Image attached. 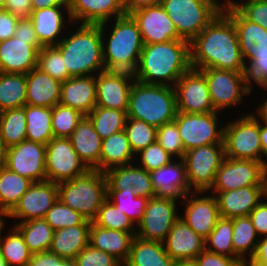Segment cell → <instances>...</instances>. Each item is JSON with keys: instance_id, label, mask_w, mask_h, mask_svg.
I'll return each instance as SVG.
<instances>
[{"instance_id": "6da1fadb", "label": "cell", "mask_w": 267, "mask_h": 266, "mask_svg": "<svg viewBox=\"0 0 267 266\" xmlns=\"http://www.w3.org/2000/svg\"><path fill=\"white\" fill-rule=\"evenodd\" d=\"M191 67L245 72L233 20L221 10L208 26L190 42Z\"/></svg>"}, {"instance_id": "7a4b0ae2", "label": "cell", "mask_w": 267, "mask_h": 266, "mask_svg": "<svg viewBox=\"0 0 267 266\" xmlns=\"http://www.w3.org/2000/svg\"><path fill=\"white\" fill-rule=\"evenodd\" d=\"M191 68L190 43L179 39L144 45L133 74L135 80L145 84L174 87Z\"/></svg>"}, {"instance_id": "3957f363", "label": "cell", "mask_w": 267, "mask_h": 266, "mask_svg": "<svg viewBox=\"0 0 267 266\" xmlns=\"http://www.w3.org/2000/svg\"><path fill=\"white\" fill-rule=\"evenodd\" d=\"M75 25L74 32L66 34L56 47L61 51L71 77L96 76L106 70L100 25L80 23Z\"/></svg>"}, {"instance_id": "277c9868", "label": "cell", "mask_w": 267, "mask_h": 266, "mask_svg": "<svg viewBox=\"0 0 267 266\" xmlns=\"http://www.w3.org/2000/svg\"><path fill=\"white\" fill-rule=\"evenodd\" d=\"M114 20L110 32L107 23L100 24L105 69L134 73L144 46L140 30L130 15ZM105 31L109 32L108 37Z\"/></svg>"}, {"instance_id": "5b68a950", "label": "cell", "mask_w": 267, "mask_h": 266, "mask_svg": "<svg viewBox=\"0 0 267 266\" xmlns=\"http://www.w3.org/2000/svg\"><path fill=\"white\" fill-rule=\"evenodd\" d=\"M176 114L174 87L134 81L129 96L128 118L143 120L158 128L174 121Z\"/></svg>"}, {"instance_id": "8992f818", "label": "cell", "mask_w": 267, "mask_h": 266, "mask_svg": "<svg viewBox=\"0 0 267 266\" xmlns=\"http://www.w3.org/2000/svg\"><path fill=\"white\" fill-rule=\"evenodd\" d=\"M57 185L58 199L91 222L107 199L106 176L97 169H89L85 174Z\"/></svg>"}, {"instance_id": "52a82bcc", "label": "cell", "mask_w": 267, "mask_h": 266, "mask_svg": "<svg viewBox=\"0 0 267 266\" xmlns=\"http://www.w3.org/2000/svg\"><path fill=\"white\" fill-rule=\"evenodd\" d=\"M181 39L192 42L220 13V0H161Z\"/></svg>"}, {"instance_id": "ba28073f", "label": "cell", "mask_w": 267, "mask_h": 266, "mask_svg": "<svg viewBox=\"0 0 267 266\" xmlns=\"http://www.w3.org/2000/svg\"><path fill=\"white\" fill-rule=\"evenodd\" d=\"M259 116V117H258ZM226 158L267 162L260 142V113L248 112L224 125Z\"/></svg>"}, {"instance_id": "9c48e42d", "label": "cell", "mask_w": 267, "mask_h": 266, "mask_svg": "<svg viewBox=\"0 0 267 266\" xmlns=\"http://www.w3.org/2000/svg\"><path fill=\"white\" fill-rule=\"evenodd\" d=\"M206 77L211 102L214 109L223 112L244 102L243 98L254 91L249 85L245 72L204 68L200 70Z\"/></svg>"}, {"instance_id": "30bf717a", "label": "cell", "mask_w": 267, "mask_h": 266, "mask_svg": "<svg viewBox=\"0 0 267 266\" xmlns=\"http://www.w3.org/2000/svg\"><path fill=\"white\" fill-rule=\"evenodd\" d=\"M224 158V144H209L186 151L182 160L189 189L192 192H209Z\"/></svg>"}, {"instance_id": "8fae6325", "label": "cell", "mask_w": 267, "mask_h": 266, "mask_svg": "<svg viewBox=\"0 0 267 266\" xmlns=\"http://www.w3.org/2000/svg\"><path fill=\"white\" fill-rule=\"evenodd\" d=\"M181 198L157 195L148 200L141 222L136 226V237L164 242L178 215Z\"/></svg>"}, {"instance_id": "7c38bea8", "label": "cell", "mask_w": 267, "mask_h": 266, "mask_svg": "<svg viewBox=\"0 0 267 266\" xmlns=\"http://www.w3.org/2000/svg\"><path fill=\"white\" fill-rule=\"evenodd\" d=\"M219 113L221 112H177L174 121L177 123L185 152L209 144H223L224 126L218 121Z\"/></svg>"}, {"instance_id": "4fadbf2b", "label": "cell", "mask_w": 267, "mask_h": 266, "mask_svg": "<svg viewBox=\"0 0 267 266\" xmlns=\"http://www.w3.org/2000/svg\"><path fill=\"white\" fill-rule=\"evenodd\" d=\"M46 181L59 183L85 174L89 168L74 150L70 138L54 137L46 145Z\"/></svg>"}, {"instance_id": "5bb4252c", "label": "cell", "mask_w": 267, "mask_h": 266, "mask_svg": "<svg viewBox=\"0 0 267 266\" xmlns=\"http://www.w3.org/2000/svg\"><path fill=\"white\" fill-rule=\"evenodd\" d=\"M264 163L256 160L224 158L210 188L217 195L248 186H263Z\"/></svg>"}, {"instance_id": "9a60e30c", "label": "cell", "mask_w": 267, "mask_h": 266, "mask_svg": "<svg viewBox=\"0 0 267 266\" xmlns=\"http://www.w3.org/2000/svg\"><path fill=\"white\" fill-rule=\"evenodd\" d=\"M177 112L205 114L215 112L205 75L191 68L175 83Z\"/></svg>"}, {"instance_id": "2e32d148", "label": "cell", "mask_w": 267, "mask_h": 266, "mask_svg": "<svg viewBox=\"0 0 267 266\" xmlns=\"http://www.w3.org/2000/svg\"><path fill=\"white\" fill-rule=\"evenodd\" d=\"M46 145L24 140L5 149V164L9 170L34 182L46 181Z\"/></svg>"}, {"instance_id": "e0dca14e", "label": "cell", "mask_w": 267, "mask_h": 266, "mask_svg": "<svg viewBox=\"0 0 267 266\" xmlns=\"http://www.w3.org/2000/svg\"><path fill=\"white\" fill-rule=\"evenodd\" d=\"M181 199L179 204H185V208L183 211L184 216L180 214V218L193 231L206 239L221 218L216 196L207 191L189 192Z\"/></svg>"}, {"instance_id": "ac0fdd59", "label": "cell", "mask_w": 267, "mask_h": 266, "mask_svg": "<svg viewBox=\"0 0 267 266\" xmlns=\"http://www.w3.org/2000/svg\"><path fill=\"white\" fill-rule=\"evenodd\" d=\"M134 74L104 70L96 75V106L127 112Z\"/></svg>"}, {"instance_id": "d6986e66", "label": "cell", "mask_w": 267, "mask_h": 266, "mask_svg": "<svg viewBox=\"0 0 267 266\" xmlns=\"http://www.w3.org/2000/svg\"><path fill=\"white\" fill-rule=\"evenodd\" d=\"M58 200V185L54 182H34L8 213L17 223L44 218ZM20 219V220H19Z\"/></svg>"}, {"instance_id": "ffe728a7", "label": "cell", "mask_w": 267, "mask_h": 266, "mask_svg": "<svg viewBox=\"0 0 267 266\" xmlns=\"http://www.w3.org/2000/svg\"><path fill=\"white\" fill-rule=\"evenodd\" d=\"M129 15L137 23L144 45L181 39L160 4L138 9Z\"/></svg>"}, {"instance_id": "44dd1931", "label": "cell", "mask_w": 267, "mask_h": 266, "mask_svg": "<svg viewBox=\"0 0 267 266\" xmlns=\"http://www.w3.org/2000/svg\"><path fill=\"white\" fill-rule=\"evenodd\" d=\"M41 48L38 40L11 37L0 41V72L28 74L37 67Z\"/></svg>"}, {"instance_id": "7402d4cb", "label": "cell", "mask_w": 267, "mask_h": 266, "mask_svg": "<svg viewBox=\"0 0 267 266\" xmlns=\"http://www.w3.org/2000/svg\"><path fill=\"white\" fill-rule=\"evenodd\" d=\"M29 18L32 21L39 44L42 47L56 46L66 35L64 34V29L68 28L67 25L71 23L72 26H75L72 22L68 6L33 10Z\"/></svg>"}, {"instance_id": "603a6c76", "label": "cell", "mask_w": 267, "mask_h": 266, "mask_svg": "<svg viewBox=\"0 0 267 266\" xmlns=\"http://www.w3.org/2000/svg\"><path fill=\"white\" fill-rule=\"evenodd\" d=\"M222 10L233 20L244 63L254 54L267 53V30L248 20L234 5L223 6Z\"/></svg>"}, {"instance_id": "cb8c5ba5", "label": "cell", "mask_w": 267, "mask_h": 266, "mask_svg": "<svg viewBox=\"0 0 267 266\" xmlns=\"http://www.w3.org/2000/svg\"><path fill=\"white\" fill-rule=\"evenodd\" d=\"M68 8L73 24H109L125 15L121 0H69Z\"/></svg>"}, {"instance_id": "d4e9b609", "label": "cell", "mask_w": 267, "mask_h": 266, "mask_svg": "<svg viewBox=\"0 0 267 266\" xmlns=\"http://www.w3.org/2000/svg\"><path fill=\"white\" fill-rule=\"evenodd\" d=\"M167 254L177 260L195 259L205 250V239L178 218L163 242Z\"/></svg>"}, {"instance_id": "484cf974", "label": "cell", "mask_w": 267, "mask_h": 266, "mask_svg": "<svg viewBox=\"0 0 267 266\" xmlns=\"http://www.w3.org/2000/svg\"><path fill=\"white\" fill-rule=\"evenodd\" d=\"M107 180V190L134 189L137 196L151 199L157 196L150 172L133 163L111 168L104 172Z\"/></svg>"}, {"instance_id": "4316f807", "label": "cell", "mask_w": 267, "mask_h": 266, "mask_svg": "<svg viewBox=\"0 0 267 266\" xmlns=\"http://www.w3.org/2000/svg\"><path fill=\"white\" fill-rule=\"evenodd\" d=\"M59 103L87 116L96 107V76L70 77L62 82Z\"/></svg>"}, {"instance_id": "83f0119b", "label": "cell", "mask_w": 267, "mask_h": 266, "mask_svg": "<svg viewBox=\"0 0 267 266\" xmlns=\"http://www.w3.org/2000/svg\"><path fill=\"white\" fill-rule=\"evenodd\" d=\"M263 197V186H248L216 195L220 216L229 219L249 216Z\"/></svg>"}, {"instance_id": "f1b7e54d", "label": "cell", "mask_w": 267, "mask_h": 266, "mask_svg": "<svg viewBox=\"0 0 267 266\" xmlns=\"http://www.w3.org/2000/svg\"><path fill=\"white\" fill-rule=\"evenodd\" d=\"M26 104L53 108L59 104L61 81L52 78L39 68H33L26 74Z\"/></svg>"}, {"instance_id": "f546056e", "label": "cell", "mask_w": 267, "mask_h": 266, "mask_svg": "<svg viewBox=\"0 0 267 266\" xmlns=\"http://www.w3.org/2000/svg\"><path fill=\"white\" fill-rule=\"evenodd\" d=\"M74 150L89 169L99 170L102 138L88 116H83L69 137Z\"/></svg>"}, {"instance_id": "4dcf8cb0", "label": "cell", "mask_w": 267, "mask_h": 266, "mask_svg": "<svg viewBox=\"0 0 267 266\" xmlns=\"http://www.w3.org/2000/svg\"><path fill=\"white\" fill-rule=\"evenodd\" d=\"M152 186L157 195L183 197L192 192L186 176V168L182 159L172 161L155 171L150 172Z\"/></svg>"}, {"instance_id": "1f68e13d", "label": "cell", "mask_w": 267, "mask_h": 266, "mask_svg": "<svg viewBox=\"0 0 267 266\" xmlns=\"http://www.w3.org/2000/svg\"><path fill=\"white\" fill-rule=\"evenodd\" d=\"M134 237L132 233L105 229L91 222L89 245L111 254L124 264L128 259Z\"/></svg>"}, {"instance_id": "d6a6232c", "label": "cell", "mask_w": 267, "mask_h": 266, "mask_svg": "<svg viewBox=\"0 0 267 266\" xmlns=\"http://www.w3.org/2000/svg\"><path fill=\"white\" fill-rule=\"evenodd\" d=\"M90 227L76 225L54 231L49 252L65 260H74L89 245Z\"/></svg>"}, {"instance_id": "836d02e7", "label": "cell", "mask_w": 267, "mask_h": 266, "mask_svg": "<svg viewBox=\"0 0 267 266\" xmlns=\"http://www.w3.org/2000/svg\"><path fill=\"white\" fill-rule=\"evenodd\" d=\"M175 260L166 252L162 242L134 237L128 259L123 266H174Z\"/></svg>"}, {"instance_id": "e575fe53", "label": "cell", "mask_w": 267, "mask_h": 266, "mask_svg": "<svg viewBox=\"0 0 267 266\" xmlns=\"http://www.w3.org/2000/svg\"><path fill=\"white\" fill-rule=\"evenodd\" d=\"M134 158L135 154L130 147L128 137L124 130L102 139L99 162L100 171L106 172L114 167L134 163V160H137Z\"/></svg>"}, {"instance_id": "d590c367", "label": "cell", "mask_w": 267, "mask_h": 266, "mask_svg": "<svg viewBox=\"0 0 267 266\" xmlns=\"http://www.w3.org/2000/svg\"><path fill=\"white\" fill-rule=\"evenodd\" d=\"M259 240L260 237L249 216L233 218L234 258H239L246 265L254 256Z\"/></svg>"}, {"instance_id": "8d00e7d4", "label": "cell", "mask_w": 267, "mask_h": 266, "mask_svg": "<svg viewBox=\"0 0 267 266\" xmlns=\"http://www.w3.org/2000/svg\"><path fill=\"white\" fill-rule=\"evenodd\" d=\"M26 140L42 145L54 138L52 130V108L25 105Z\"/></svg>"}, {"instance_id": "74e56055", "label": "cell", "mask_w": 267, "mask_h": 266, "mask_svg": "<svg viewBox=\"0 0 267 266\" xmlns=\"http://www.w3.org/2000/svg\"><path fill=\"white\" fill-rule=\"evenodd\" d=\"M26 90V74L0 72V112L24 107Z\"/></svg>"}, {"instance_id": "f35d334b", "label": "cell", "mask_w": 267, "mask_h": 266, "mask_svg": "<svg viewBox=\"0 0 267 266\" xmlns=\"http://www.w3.org/2000/svg\"><path fill=\"white\" fill-rule=\"evenodd\" d=\"M33 184L7 167H0V211L9 213Z\"/></svg>"}, {"instance_id": "ab89813d", "label": "cell", "mask_w": 267, "mask_h": 266, "mask_svg": "<svg viewBox=\"0 0 267 266\" xmlns=\"http://www.w3.org/2000/svg\"><path fill=\"white\" fill-rule=\"evenodd\" d=\"M14 223V226L20 231L25 244L32 253L49 251L54 230L44 218Z\"/></svg>"}, {"instance_id": "60d3db41", "label": "cell", "mask_w": 267, "mask_h": 266, "mask_svg": "<svg viewBox=\"0 0 267 266\" xmlns=\"http://www.w3.org/2000/svg\"><path fill=\"white\" fill-rule=\"evenodd\" d=\"M26 140L25 106L0 112V141L5 149Z\"/></svg>"}, {"instance_id": "b9f144b4", "label": "cell", "mask_w": 267, "mask_h": 266, "mask_svg": "<svg viewBox=\"0 0 267 266\" xmlns=\"http://www.w3.org/2000/svg\"><path fill=\"white\" fill-rule=\"evenodd\" d=\"M6 236L2 234L0 240V255L6 261L7 266H28L32 252L25 244L20 231L11 226Z\"/></svg>"}, {"instance_id": "7bdbcfd3", "label": "cell", "mask_w": 267, "mask_h": 266, "mask_svg": "<svg viewBox=\"0 0 267 266\" xmlns=\"http://www.w3.org/2000/svg\"><path fill=\"white\" fill-rule=\"evenodd\" d=\"M107 199L137 226L144 215L149 198L137 196L134 189L107 190Z\"/></svg>"}, {"instance_id": "ee69618b", "label": "cell", "mask_w": 267, "mask_h": 266, "mask_svg": "<svg viewBox=\"0 0 267 266\" xmlns=\"http://www.w3.org/2000/svg\"><path fill=\"white\" fill-rule=\"evenodd\" d=\"M95 131L104 139L124 130L127 112L96 106L88 115Z\"/></svg>"}, {"instance_id": "f6af8a7d", "label": "cell", "mask_w": 267, "mask_h": 266, "mask_svg": "<svg viewBox=\"0 0 267 266\" xmlns=\"http://www.w3.org/2000/svg\"><path fill=\"white\" fill-rule=\"evenodd\" d=\"M233 218H220L215 228L205 239L207 251L234 258L232 244Z\"/></svg>"}, {"instance_id": "bcb514c9", "label": "cell", "mask_w": 267, "mask_h": 266, "mask_svg": "<svg viewBox=\"0 0 267 266\" xmlns=\"http://www.w3.org/2000/svg\"><path fill=\"white\" fill-rule=\"evenodd\" d=\"M92 222L105 229L125 231L136 235V226L108 199L101 205Z\"/></svg>"}, {"instance_id": "7dc6e473", "label": "cell", "mask_w": 267, "mask_h": 266, "mask_svg": "<svg viewBox=\"0 0 267 266\" xmlns=\"http://www.w3.org/2000/svg\"><path fill=\"white\" fill-rule=\"evenodd\" d=\"M37 68L61 82L71 77L61 51L56 46H44L39 50Z\"/></svg>"}, {"instance_id": "c3c4849f", "label": "cell", "mask_w": 267, "mask_h": 266, "mask_svg": "<svg viewBox=\"0 0 267 266\" xmlns=\"http://www.w3.org/2000/svg\"><path fill=\"white\" fill-rule=\"evenodd\" d=\"M156 130L155 126L143 120L127 118L124 132L134 154L156 141Z\"/></svg>"}, {"instance_id": "681fc988", "label": "cell", "mask_w": 267, "mask_h": 266, "mask_svg": "<svg viewBox=\"0 0 267 266\" xmlns=\"http://www.w3.org/2000/svg\"><path fill=\"white\" fill-rule=\"evenodd\" d=\"M44 219L54 231L76 225H91L80 213L62 203L59 199L47 211Z\"/></svg>"}, {"instance_id": "f907efd6", "label": "cell", "mask_w": 267, "mask_h": 266, "mask_svg": "<svg viewBox=\"0 0 267 266\" xmlns=\"http://www.w3.org/2000/svg\"><path fill=\"white\" fill-rule=\"evenodd\" d=\"M84 115L71 107L56 104L52 108L51 125L54 137L69 138Z\"/></svg>"}, {"instance_id": "816d5d0a", "label": "cell", "mask_w": 267, "mask_h": 266, "mask_svg": "<svg viewBox=\"0 0 267 266\" xmlns=\"http://www.w3.org/2000/svg\"><path fill=\"white\" fill-rule=\"evenodd\" d=\"M156 141L173 158L183 159L185 154L178 126L175 121L165 123L156 130Z\"/></svg>"}, {"instance_id": "f5cc1de1", "label": "cell", "mask_w": 267, "mask_h": 266, "mask_svg": "<svg viewBox=\"0 0 267 266\" xmlns=\"http://www.w3.org/2000/svg\"><path fill=\"white\" fill-rule=\"evenodd\" d=\"M138 157L140 160L135 164L148 172L155 171L176 160L157 141L136 153L135 158L139 159Z\"/></svg>"}, {"instance_id": "db71d44e", "label": "cell", "mask_w": 267, "mask_h": 266, "mask_svg": "<svg viewBox=\"0 0 267 266\" xmlns=\"http://www.w3.org/2000/svg\"><path fill=\"white\" fill-rule=\"evenodd\" d=\"M244 1L237 3L233 0H223L221 2L223 6L234 5L248 20L267 30V0Z\"/></svg>"}, {"instance_id": "11a10c76", "label": "cell", "mask_w": 267, "mask_h": 266, "mask_svg": "<svg viewBox=\"0 0 267 266\" xmlns=\"http://www.w3.org/2000/svg\"><path fill=\"white\" fill-rule=\"evenodd\" d=\"M76 266H123V264L109 253L88 245L74 259Z\"/></svg>"}, {"instance_id": "9f6ffc18", "label": "cell", "mask_w": 267, "mask_h": 266, "mask_svg": "<svg viewBox=\"0 0 267 266\" xmlns=\"http://www.w3.org/2000/svg\"><path fill=\"white\" fill-rule=\"evenodd\" d=\"M245 75L249 85L255 83L259 88L267 82V53L254 54V58L246 64Z\"/></svg>"}, {"instance_id": "6f0895ef", "label": "cell", "mask_w": 267, "mask_h": 266, "mask_svg": "<svg viewBox=\"0 0 267 266\" xmlns=\"http://www.w3.org/2000/svg\"><path fill=\"white\" fill-rule=\"evenodd\" d=\"M195 259L199 266H246L239 258L219 255L206 249Z\"/></svg>"}, {"instance_id": "680465c9", "label": "cell", "mask_w": 267, "mask_h": 266, "mask_svg": "<svg viewBox=\"0 0 267 266\" xmlns=\"http://www.w3.org/2000/svg\"><path fill=\"white\" fill-rule=\"evenodd\" d=\"M263 200L249 213L252 224L260 238L267 236V199L264 198Z\"/></svg>"}, {"instance_id": "91938a15", "label": "cell", "mask_w": 267, "mask_h": 266, "mask_svg": "<svg viewBox=\"0 0 267 266\" xmlns=\"http://www.w3.org/2000/svg\"><path fill=\"white\" fill-rule=\"evenodd\" d=\"M18 21L19 18L4 9H0V41L14 37Z\"/></svg>"}, {"instance_id": "94428289", "label": "cell", "mask_w": 267, "mask_h": 266, "mask_svg": "<svg viewBox=\"0 0 267 266\" xmlns=\"http://www.w3.org/2000/svg\"><path fill=\"white\" fill-rule=\"evenodd\" d=\"M3 9L19 19L29 18L33 11L31 0H6Z\"/></svg>"}, {"instance_id": "6125c7cd", "label": "cell", "mask_w": 267, "mask_h": 266, "mask_svg": "<svg viewBox=\"0 0 267 266\" xmlns=\"http://www.w3.org/2000/svg\"><path fill=\"white\" fill-rule=\"evenodd\" d=\"M14 37L22 40H38L30 18L19 19Z\"/></svg>"}, {"instance_id": "be15d7a7", "label": "cell", "mask_w": 267, "mask_h": 266, "mask_svg": "<svg viewBox=\"0 0 267 266\" xmlns=\"http://www.w3.org/2000/svg\"><path fill=\"white\" fill-rule=\"evenodd\" d=\"M267 265V236L261 237L258 241L254 256L248 261L246 266H266Z\"/></svg>"}, {"instance_id": "e7e4bbea", "label": "cell", "mask_w": 267, "mask_h": 266, "mask_svg": "<svg viewBox=\"0 0 267 266\" xmlns=\"http://www.w3.org/2000/svg\"><path fill=\"white\" fill-rule=\"evenodd\" d=\"M160 2L161 0H121L126 15L144 7L158 5Z\"/></svg>"}, {"instance_id": "03108f58", "label": "cell", "mask_w": 267, "mask_h": 266, "mask_svg": "<svg viewBox=\"0 0 267 266\" xmlns=\"http://www.w3.org/2000/svg\"><path fill=\"white\" fill-rule=\"evenodd\" d=\"M28 266H53V254L49 251L32 253Z\"/></svg>"}, {"instance_id": "003e7915", "label": "cell", "mask_w": 267, "mask_h": 266, "mask_svg": "<svg viewBox=\"0 0 267 266\" xmlns=\"http://www.w3.org/2000/svg\"><path fill=\"white\" fill-rule=\"evenodd\" d=\"M32 10L45 9L55 6H68L69 0H31Z\"/></svg>"}, {"instance_id": "a7ac6f4b", "label": "cell", "mask_w": 267, "mask_h": 266, "mask_svg": "<svg viewBox=\"0 0 267 266\" xmlns=\"http://www.w3.org/2000/svg\"><path fill=\"white\" fill-rule=\"evenodd\" d=\"M260 142L262 151L267 155V115L260 114Z\"/></svg>"}, {"instance_id": "89a4df30", "label": "cell", "mask_w": 267, "mask_h": 266, "mask_svg": "<svg viewBox=\"0 0 267 266\" xmlns=\"http://www.w3.org/2000/svg\"><path fill=\"white\" fill-rule=\"evenodd\" d=\"M53 266H76V263L74 260H65L53 254Z\"/></svg>"}, {"instance_id": "2644e50d", "label": "cell", "mask_w": 267, "mask_h": 266, "mask_svg": "<svg viewBox=\"0 0 267 266\" xmlns=\"http://www.w3.org/2000/svg\"><path fill=\"white\" fill-rule=\"evenodd\" d=\"M262 89H265L267 90V82L261 86ZM266 98L262 101V103H260L257 107V109L255 108V110L260 113V114H263V115H267V96H265Z\"/></svg>"}, {"instance_id": "8c879c8a", "label": "cell", "mask_w": 267, "mask_h": 266, "mask_svg": "<svg viewBox=\"0 0 267 266\" xmlns=\"http://www.w3.org/2000/svg\"><path fill=\"white\" fill-rule=\"evenodd\" d=\"M174 266H199V264L196 259H187L175 261Z\"/></svg>"}, {"instance_id": "753ad0ef", "label": "cell", "mask_w": 267, "mask_h": 266, "mask_svg": "<svg viewBox=\"0 0 267 266\" xmlns=\"http://www.w3.org/2000/svg\"><path fill=\"white\" fill-rule=\"evenodd\" d=\"M263 191H264V198L267 199V162L264 164L263 167Z\"/></svg>"}, {"instance_id": "34e18365", "label": "cell", "mask_w": 267, "mask_h": 266, "mask_svg": "<svg viewBox=\"0 0 267 266\" xmlns=\"http://www.w3.org/2000/svg\"><path fill=\"white\" fill-rule=\"evenodd\" d=\"M5 217L7 218L8 214L0 211V240L2 237V232H4L5 225H7L5 222Z\"/></svg>"}, {"instance_id": "11e5206c", "label": "cell", "mask_w": 267, "mask_h": 266, "mask_svg": "<svg viewBox=\"0 0 267 266\" xmlns=\"http://www.w3.org/2000/svg\"><path fill=\"white\" fill-rule=\"evenodd\" d=\"M4 164H5V147L0 141V167L4 166Z\"/></svg>"}, {"instance_id": "2a66077c", "label": "cell", "mask_w": 267, "mask_h": 266, "mask_svg": "<svg viewBox=\"0 0 267 266\" xmlns=\"http://www.w3.org/2000/svg\"><path fill=\"white\" fill-rule=\"evenodd\" d=\"M0 266H7L6 261L2 258L1 255H0Z\"/></svg>"}, {"instance_id": "b9fcfbb0", "label": "cell", "mask_w": 267, "mask_h": 266, "mask_svg": "<svg viewBox=\"0 0 267 266\" xmlns=\"http://www.w3.org/2000/svg\"><path fill=\"white\" fill-rule=\"evenodd\" d=\"M6 0H0V9H3Z\"/></svg>"}]
</instances>
